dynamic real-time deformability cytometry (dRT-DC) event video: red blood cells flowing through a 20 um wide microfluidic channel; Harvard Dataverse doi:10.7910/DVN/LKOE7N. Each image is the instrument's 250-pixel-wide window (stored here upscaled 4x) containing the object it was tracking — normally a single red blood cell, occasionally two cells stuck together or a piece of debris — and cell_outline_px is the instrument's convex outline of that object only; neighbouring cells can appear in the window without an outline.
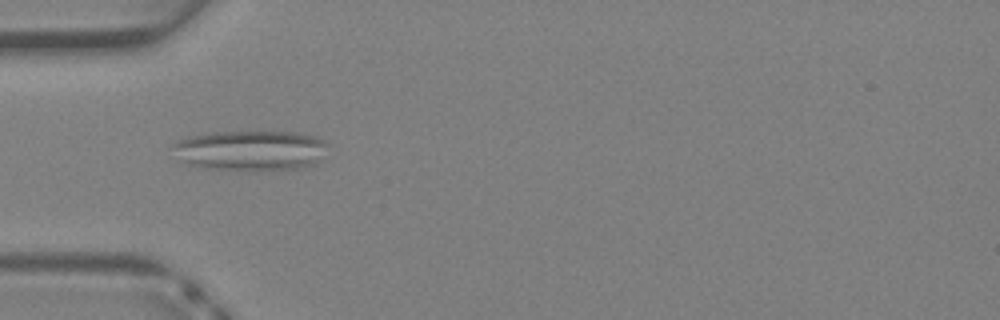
{"species": "Egyptian fruit bat (a non-hibernating species)", "species_latin": "Rousettus aegyptiacus", "temperature_condition": "warm", "stored_images_in_passage": 37, "camera_frame_rate_fps": 3000, "um_per_image_px": 0.085, "animal": {"sex": "female"}, "frame": {"image": 1, "passage_image": 9, "time_ms": 2.667, "image_size_px": [1000, 320], "cell_outline_px": [[328, 144], [316, 164], [300, 168], [208, 168], [184, 164], [172, 144], [180, 140], [192, 136], [212, 132], [292, 132], [316, 136], [324, 140]], "centroid_in_image_um": [21.32, 12.75], "position_along_channel_um": 63.7, "area_um2": 35.2}}
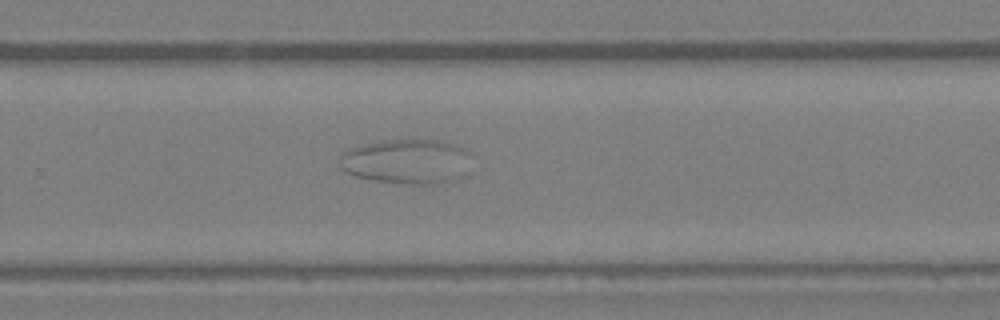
{"frame": {"image": 2, "passage_image": 23, "time_ms": 7.333, "image_size_px": [1000, 320], "cell_outline_px": [[472, 152], [468, 172], [464, 176], [432, 184], [412, 184], [372, 180], [356, 176], [344, 172], [340, 168], [340, 156], [348, 148], [360, 144], [384, 140], [436, 140], [452, 144]], "centroid_in_image_um": [34.56, 13.72], "position_along_channel_um": 295.2, "area_um2": 34.62}}
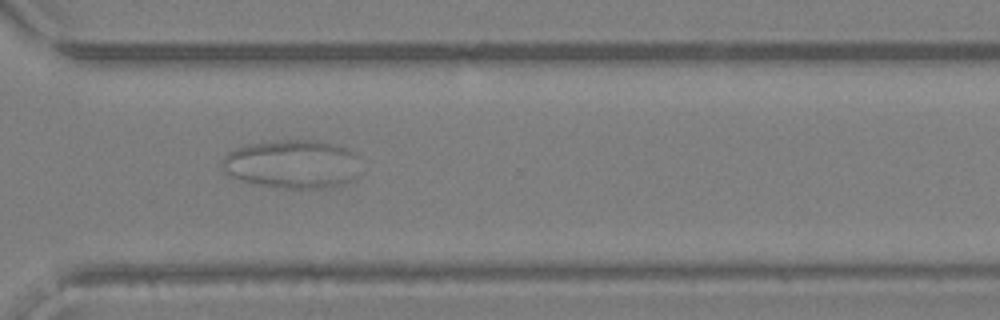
{"frame": {"image": 3, "passage_image": 26, "time_ms": 8.333, "image_size_px": [1000, 320], "cell_outline_px": [[356, 156], [348, 180], [340, 184], [320, 188], [284, 188], [256, 184], [240, 180], [224, 172], [220, 164], [224, 156], [228, 152], [236, 148], [248, 144], [284, 140], [320, 140], [348, 148], [356, 152]], "centroid_in_image_um": [24.71, 13.92], "position_along_channel_um": 345.9, "area_um2": 38.32}}